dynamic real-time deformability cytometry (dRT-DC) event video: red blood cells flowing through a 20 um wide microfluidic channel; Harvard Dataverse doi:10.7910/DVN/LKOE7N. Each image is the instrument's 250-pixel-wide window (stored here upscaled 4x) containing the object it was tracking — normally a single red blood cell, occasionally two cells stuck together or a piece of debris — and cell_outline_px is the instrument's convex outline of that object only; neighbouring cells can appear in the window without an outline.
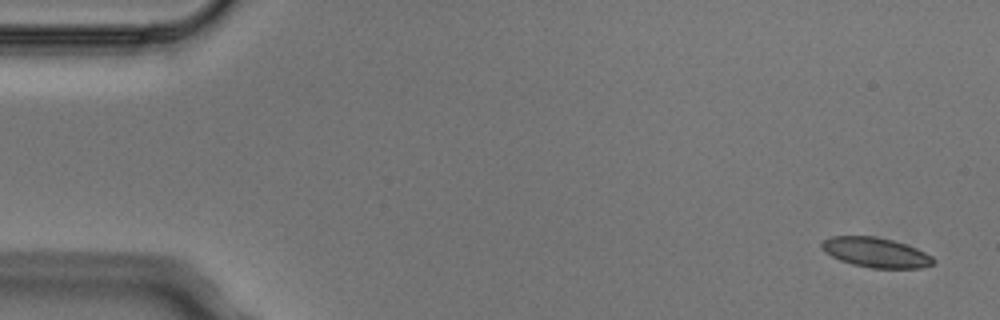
{"species": "Egyptian fruit bat (a non-hibernating species)", "species_latin": "Rousettus aegyptiacus", "temperature_condition": "cold", "stored_images_in_passage": 6, "camera_frame_rate_fps": 3000, "um_per_image_px": 0.085, "animal": {"sex": "male"}, "frame": {"image": 1, "passage_image": 1, "time_ms": 0.0, "image_size_px": [1000, 320], "cell_outline_px": [[936, 264], [920, 268], [872, 268], [852, 264], [840, 260], [824, 252], [820, 248], [820, 244], [824, 240], [832, 236], [876, 236], [892, 240], [916, 248], [932, 256], [936, 260]], "centroid_in_image_um": [74.44, 21.46], "position_along_channel_um": 10.6, "area_um2": 19.48}}
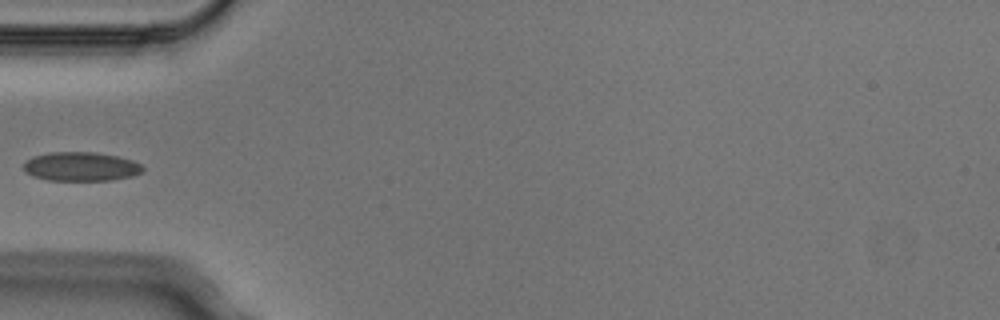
{"frame": {"image": 2, "passage_image": 5, "time_ms": 1.333, "image_size_px": [1000, 320], "cell_outline_px": [[144, 172], [132, 176], [112, 180], [48, 180], [32, 176], [24, 168], [24, 160], [32, 156], [48, 152], [96, 152], [116, 156], [132, 160], [140, 164], [144, 168]], "centroid_in_image_um": [6.88, 14.15], "position_along_channel_um": 78.1, "area_um2": 20.23}}
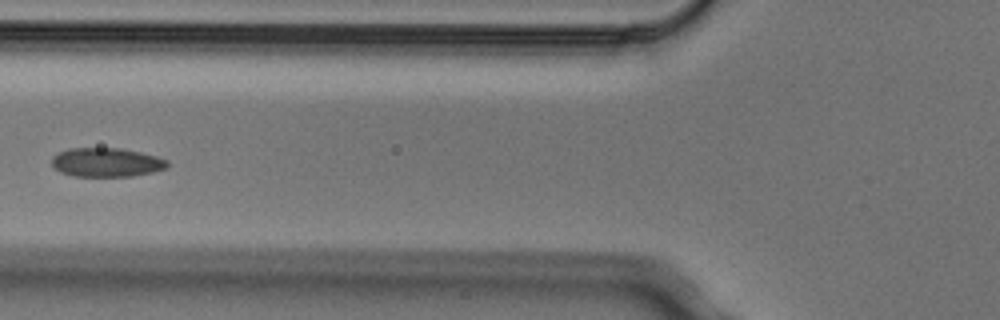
{"frame": {"image": 3, "passage_image": 6, "time_ms": 1.667, "image_size_px": [1000, 320], "cell_outline_px": [[168, 168], [152, 172], [132, 176], [72, 176], [60, 172], [52, 164], [52, 156], [68, 148], [120, 148], [140, 152], [156, 156], [168, 160]], "centroid_in_image_um": [9.06, 13.8], "position_along_channel_um": 116.7, "area_um2": 19.54}}